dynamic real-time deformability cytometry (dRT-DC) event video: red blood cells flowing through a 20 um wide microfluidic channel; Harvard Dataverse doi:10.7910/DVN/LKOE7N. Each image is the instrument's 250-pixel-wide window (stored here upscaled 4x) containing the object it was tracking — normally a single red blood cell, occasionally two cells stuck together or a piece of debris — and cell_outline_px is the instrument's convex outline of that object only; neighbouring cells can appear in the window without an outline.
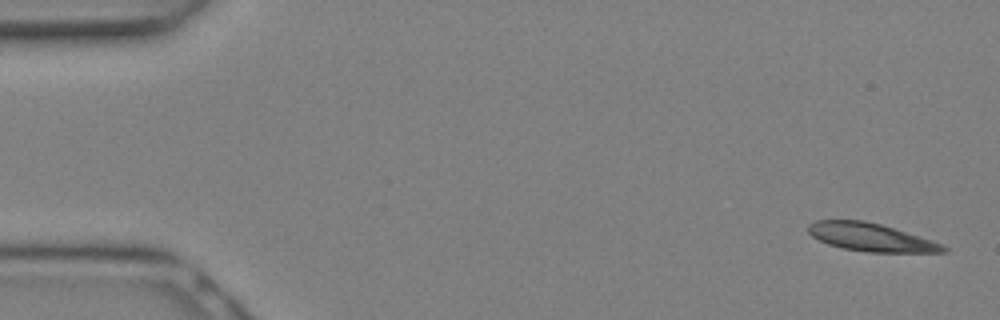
{"species": "Egyptian fruit bat (a non-hibernating species)", "species_latin": "Rousettus aegyptiacus", "temperature_condition": "warm", "stored_images_in_passage": 10, "camera_frame_rate_fps": 3000, "um_per_image_px": 0.085, "animal": {"sex": "female"}, "frame": {"image": 1, "passage_image": 1, "time_ms": 0.0, "image_size_px": [1000, 320], "cell_outline_px": [[948, 252], [868, 252], [844, 248], [828, 244], [812, 236], [808, 232], [808, 224], [816, 220], [864, 220], [880, 224], [932, 240], [948, 248]], "centroid_in_image_um": [74.0, 20.16], "position_along_channel_um": 11.0, "area_um2": 21.79}}
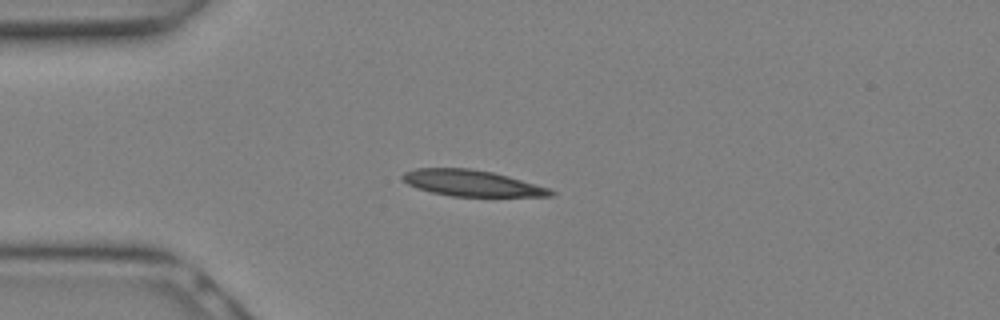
{"frame": {"image": 2, "passage_image": 7, "time_ms": 2.0, "image_size_px": [1000, 320], "cell_outline_px": [[556, 192], [552, 196], [452, 196], [432, 192], [416, 188], [408, 184], [400, 176], [404, 172], [416, 168], [468, 168], [492, 172], [508, 176], [548, 188]], "centroid_in_image_um": [40.06, 15.56], "position_along_channel_um": 44.9, "area_um2": 22.31}}